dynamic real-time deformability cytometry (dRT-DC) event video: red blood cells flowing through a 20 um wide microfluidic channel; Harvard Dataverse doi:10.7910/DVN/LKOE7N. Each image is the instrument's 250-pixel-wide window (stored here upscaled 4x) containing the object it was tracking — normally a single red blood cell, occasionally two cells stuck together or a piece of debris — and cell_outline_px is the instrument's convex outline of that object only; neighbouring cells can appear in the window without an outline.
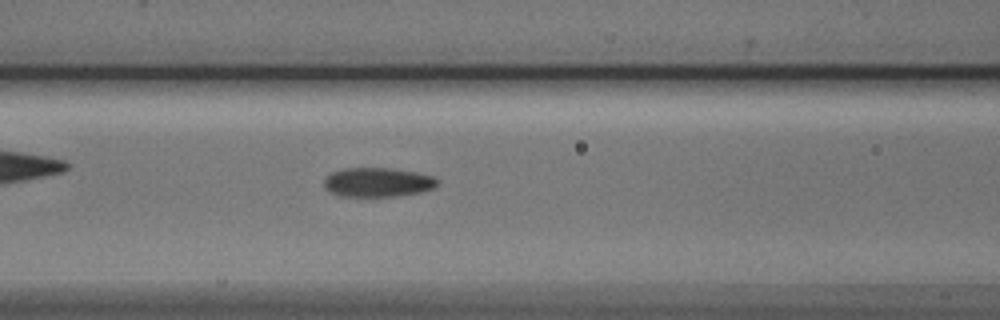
{"species": "Egyptian fruit bat (a non-hibernating species)", "species_latin": "Rousettus aegyptiacus", "temperature_condition": "cold", "stored_images_in_passage": 44, "camera_frame_rate_fps": 3000, "um_per_image_px": 0.085, "animal": {"sex": "male"}, "frame": {"image": 1, "passage_image": 23, "time_ms": 7.333, "image_size_px": [1000, 320], "cell_outline_px": [[440, 180], [432, 188], [420, 192], [400, 196], [340, 196], [328, 192], [324, 188], [324, 180], [332, 172], [344, 168], [392, 168], [416, 172], [432, 176]], "centroid_in_image_um": [32.08, 15.49], "position_along_channel_um": 134.5, "area_um2": 19.36}}
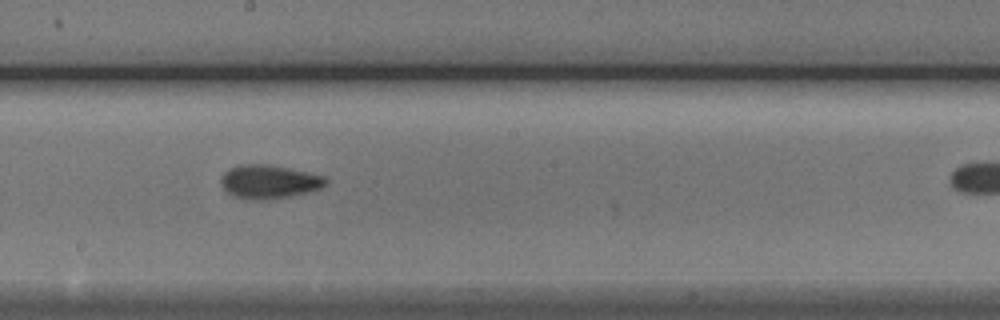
{"frame": {"image": 2, "passage_image": 30, "time_ms": 9.667, "image_size_px": [1000, 320], "cell_outline_px": [[328, 184], [320, 188], [308, 192], [268, 200], [244, 200], [232, 196], [224, 188], [220, 180], [220, 176], [224, 172], [240, 164], [264, 164], [288, 168], [308, 172], [324, 176], [328, 180]], "centroid_in_image_um": [22.85, 15.46], "position_along_channel_um": 225.3, "area_um2": 20.63}}
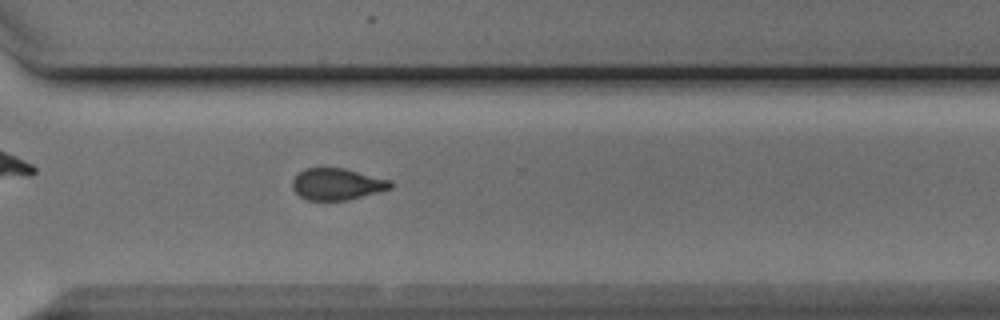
{"frame": {"image": 3, "passage_image": 39, "time_ms": 12.667, "image_size_px": [1000, 320], "cell_outline_px": [[392, 188], [348, 200], [308, 200], [300, 196], [292, 188], [292, 180], [304, 168], [344, 168], [392, 180]], "centroid_in_image_um": [28.65, 15.65], "position_along_channel_um": 341.9, "area_um2": 18.03}}